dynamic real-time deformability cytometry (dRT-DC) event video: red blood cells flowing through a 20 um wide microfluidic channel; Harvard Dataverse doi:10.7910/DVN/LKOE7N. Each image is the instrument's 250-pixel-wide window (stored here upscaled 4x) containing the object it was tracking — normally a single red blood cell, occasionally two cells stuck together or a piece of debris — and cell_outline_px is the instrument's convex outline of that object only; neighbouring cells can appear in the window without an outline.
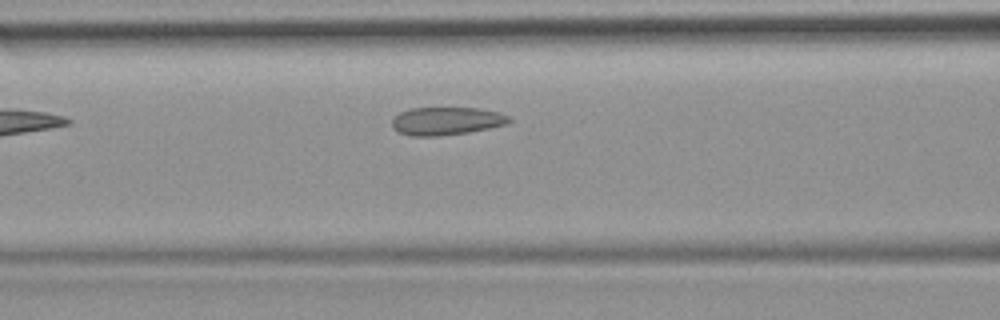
{"species": "common noctule bat (a hibernating species)", "species_latin": "Nyctalus noctula", "temperature_condition": "room temperature", "stored_images_in_passage": 4, "camera_frame_rate_fps": 3000, "um_per_image_px": 0.085, "animal": {"sex": "female", "body_mass_g": 19.9}, "frame": {"image": 1, "passage_image": 4, "time_ms": 3.667, "image_size_px": [1000, 320], "cell_outline_px": [[512, 120], [508, 124], [468, 132], [436, 136], [412, 136], [400, 132], [392, 128], [392, 120], [400, 112], [408, 108], [476, 108], [496, 112], [508, 116]], "centroid_in_image_um": [37.92, 10.28], "position_along_channel_um": 128.7, "area_um2": 18.9}}